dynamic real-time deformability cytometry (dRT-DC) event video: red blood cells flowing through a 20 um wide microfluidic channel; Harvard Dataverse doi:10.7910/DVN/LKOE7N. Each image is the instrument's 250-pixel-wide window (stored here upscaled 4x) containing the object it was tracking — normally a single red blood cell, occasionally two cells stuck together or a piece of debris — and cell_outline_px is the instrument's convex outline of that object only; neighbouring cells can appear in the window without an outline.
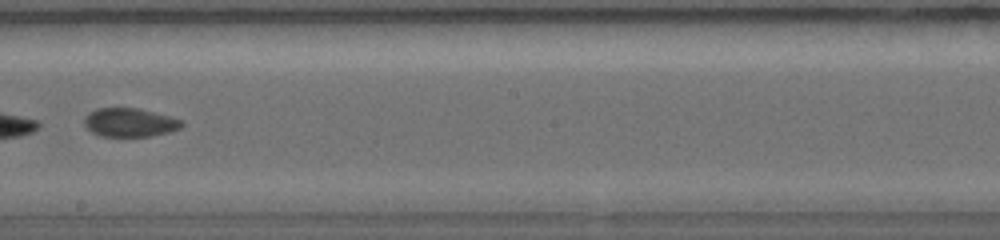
{"species": "common noctule bat (a hibernating species)", "species_latin": "Nyctalus noctula", "temperature_condition": "warm", "stored_images_in_passage": 5, "camera_frame_rate_fps": 5000, "um_per_image_px": 0.085, "animal": {"sex": "female", "body_mass_g": 19.0, "forearm_length_mm": 56.7}, "frame": {"image": 1, "passage_image": 5, "time_ms": 4.0, "image_size_px": [1000, 240], "cell_outline_px": [[184, 124], [180, 128], [168, 132], [148, 136], [100, 136], [92, 132], [84, 124], [84, 120], [88, 112], [96, 108], [136, 108], [184, 120]], "centroid_in_image_um": [11.01, 10.41], "position_along_channel_um": 237.2, "area_um2": 16.13}}